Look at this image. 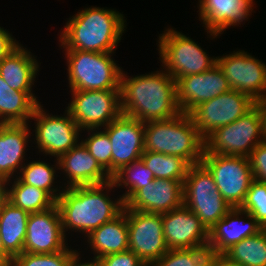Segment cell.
Segmentation results:
<instances>
[{
	"label": "cell",
	"instance_id": "obj_45",
	"mask_svg": "<svg viewBox=\"0 0 266 266\" xmlns=\"http://www.w3.org/2000/svg\"><path fill=\"white\" fill-rule=\"evenodd\" d=\"M0 266H11V264L0 263Z\"/></svg>",
	"mask_w": 266,
	"mask_h": 266
},
{
	"label": "cell",
	"instance_id": "obj_32",
	"mask_svg": "<svg viewBox=\"0 0 266 266\" xmlns=\"http://www.w3.org/2000/svg\"><path fill=\"white\" fill-rule=\"evenodd\" d=\"M154 174L145 165L142 159L124 165L113 176L112 181L116 188L126 189L120 195L124 204L142 187L154 181Z\"/></svg>",
	"mask_w": 266,
	"mask_h": 266
},
{
	"label": "cell",
	"instance_id": "obj_17",
	"mask_svg": "<svg viewBox=\"0 0 266 266\" xmlns=\"http://www.w3.org/2000/svg\"><path fill=\"white\" fill-rule=\"evenodd\" d=\"M68 244L56 204L45 211L30 213L24 240V252L55 253L64 250Z\"/></svg>",
	"mask_w": 266,
	"mask_h": 266
},
{
	"label": "cell",
	"instance_id": "obj_31",
	"mask_svg": "<svg viewBox=\"0 0 266 266\" xmlns=\"http://www.w3.org/2000/svg\"><path fill=\"white\" fill-rule=\"evenodd\" d=\"M141 159L154 174L155 179L184 181L190 167V164L179 156L145 150Z\"/></svg>",
	"mask_w": 266,
	"mask_h": 266
},
{
	"label": "cell",
	"instance_id": "obj_5",
	"mask_svg": "<svg viewBox=\"0 0 266 266\" xmlns=\"http://www.w3.org/2000/svg\"><path fill=\"white\" fill-rule=\"evenodd\" d=\"M63 51L70 91L120 90L123 68L112 58L115 52Z\"/></svg>",
	"mask_w": 266,
	"mask_h": 266
},
{
	"label": "cell",
	"instance_id": "obj_18",
	"mask_svg": "<svg viewBox=\"0 0 266 266\" xmlns=\"http://www.w3.org/2000/svg\"><path fill=\"white\" fill-rule=\"evenodd\" d=\"M161 216L164 239L169 250L208 247L209 230L185 205Z\"/></svg>",
	"mask_w": 266,
	"mask_h": 266
},
{
	"label": "cell",
	"instance_id": "obj_42",
	"mask_svg": "<svg viewBox=\"0 0 266 266\" xmlns=\"http://www.w3.org/2000/svg\"><path fill=\"white\" fill-rule=\"evenodd\" d=\"M255 105L260 111L262 124H263V133L266 140V95L261 99L255 101Z\"/></svg>",
	"mask_w": 266,
	"mask_h": 266
},
{
	"label": "cell",
	"instance_id": "obj_43",
	"mask_svg": "<svg viewBox=\"0 0 266 266\" xmlns=\"http://www.w3.org/2000/svg\"><path fill=\"white\" fill-rule=\"evenodd\" d=\"M8 179L0 176V210L3 204L8 200Z\"/></svg>",
	"mask_w": 266,
	"mask_h": 266
},
{
	"label": "cell",
	"instance_id": "obj_30",
	"mask_svg": "<svg viewBox=\"0 0 266 266\" xmlns=\"http://www.w3.org/2000/svg\"><path fill=\"white\" fill-rule=\"evenodd\" d=\"M223 255L241 266H266V228L237 242Z\"/></svg>",
	"mask_w": 266,
	"mask_h": 266
},
{
	"label": "cell",
	"instance_id": "obj_33",
	"mask_svg": "<svg viewBox=\"0 0 266 266\" xmlns=\"http://www.w3.org/2000/svg\"><path fill=\"white\" fill-rule=\"evenodd\" d=\"M86 138L81 142L98 161L100 166L112 177V145L108 133L103 128L85 129Z\"/></svg>",
	"mask_w": 266,
	"mask_h": 266
},
{
	"label": "cell",
	"instance_id": "obj_39",
	"mask_svg": "<svg viewBox=\"0 0 266 266\" xmlns=\"http://www.w3.org/2000/svg\"><path fill=\"white\" fill-rule=\"evenodd\" d=\"M0 26V62L13 52L21 43L13 37L10 31Z\"/></svg>",
	"mask_w": 266,
	"mask_h": 266
},
{
	"label": "cell",
	"instance_id": "obj_6",
	"mask_svg": "<svg viewBox=\"0 0 266 266\" xmlns=\"http://www.w3.org/2000/svg\"><path fill=\"white\" fill-rule=\"evenodd\" d=\"M157 40L161 69L164 68L175 81L203 73L216 64V57L209 56L198 42L176 28H166Z\"/></svg>",
	"mask_w": 266,
	"mask_h": 266
},
{
	"label": "cell",
	"instance_id": "obj_12",
	"mask_svg": "<svg viewBox=\"0 0 266 266\" xmlns=\"http://www.w3.org/2000/svg\"><path fill=\"white\" fill-rule=\"evenodd\" d=\"M128 246L147 266H152L169 249L164 239L160 213L126 208Z\"/></svg>",
	"mask_w": 266,
	"mask_h": 266
},
{
	"label": "cell",
	"instance_id": "obj_26",
	"mask_svg": "<svg viewBox=\"0 0 266 266\" xmlns=\"http://www.w3.org/2000/svg\"><path fill=\"white\" fill-rule=\"evenodd\" d=\"M35 93L14 91L0 75V124L29 123L41 103Z\"/></svg>",
	"mask_w": 266,
	"mask_h": 266
},
{
	"label": "cell",
	"instance_id": "obj_15",
	"mask_svg": "<svg viewBox=\"0 0 266 266\" xmlns=\"http://www.w3.org/2000/svg\"><path fill=\"white\" fill-rule=\"evenodd\" d=\"M103 129L108 133L112 145V176L124 165L141 159L144 152L145 123L121 114Z\"/></svg>",
	"mask_w": 266,
	"mask_h": 266
},
{
	"label": "cell",
	"instance_id": "obj_10",
	"mask_svg": "<svg viewBox=\"0 0 266 266\" xmlns=\"http://www.w3.org/2000/svg\"><path fill=\"white\" fill-rule=\"evenodd\" d=\"M201 162L213 175L218 191L230 207L240 208L254 180L248 157L203 154Z\"/></svg>",
	"mask_w": 266,
	"mask_h": 266
},
{
	"label": "cell",
	"instance_id": "obj_35",
	"mask_svg": "<svg viewBox=\"0 0 266 266\" xmlns=\"http://www.w3.org/2000/svg\"><path fill=\"white\" fill-rule=\"evenodd\" d=\"M72 246L55 253H27L23 252L13 258L11 266H66L69 258L77 251Z\"/></svg>",
	"mask_w": 266,
	"mask_h": 266
},
{
	"label": "cell",
	"instance_id": "obj_23",
	"mask_svg": "<svg viewBox=\"0 0 266 266\" xmlns=\"http://www.w3.org/2000/svg\"><path fill=\"white\" fill-rule=\"evenodd\" d=\"M30 126L29 123L0 124V176L8 180L16 178L28 161L27 147H33L28 146L33 142L29 140L32 134Z\"/></svg>",
	"mask_w": 266,
	"mask_h": 266
},
{
	"label": "cell",
	"instance_id": "obj_16",
	"mask_svg": "<svg viewBox=\"0 0 266 266\" xmlns=\"http://www.w3.org/2000/svg\"><path fill=\"white\" fill-rule=\"evenodd\" d=\"M231 90L220 67L213 65L203 73L176 80V98L181 112L189 114L202 102L211 100Z\"/></svg>",
	"mask_w": 266,
	"mask_h": 266
},
{
	"label": "cell",
	"instance_id": "obj_37",
	"mask_svg": "<svg viewBox=\"0 0 266 266\" xmlns=\"http://www.w3.org/2000/svg\"><path fill=\"white\" fill-rule=\"evenodd\" d=\"M248 159L254 179L266 183V140L252 150Z\"/></svg>",
	"mask_w": 266,
	"mask_h": 266
},
{
	"label": "cell",
	"instance_id": "obj_24",
	"mask_svg": "<svg viewBox=\"0 0 266 266\" xmlns=\"http://www.w3.org/2000/svg\"><path fill=\"white\" fill-rule=\"evenodd\" d=\"M22 45L0 62V75L14 91L35 92L32 87L41 70V63L30 49Z\"/></svg>",
	"mask_w": 266,
	"mask_h": 266
},
{
	"label": "cell",
	"instance_id": "obj_1",
	"mask_svg": "<svg viewBox=\"0 0 266 266\" xmlns=\"http://www.w3.org/2000/svg\"><path fill=\"white\" fill-rule=\"evenodd\" d=\"M120 110L143 123L176 117L181 111L175 79L164 68L135 76H128L122 69Z\"/></svg>",
	"mask_w": 266,
	"mask_h": 266
},
{
	"label": "cell",
	"instance_id": "obj_2",
	"mask_svg": "<svg viewBox=\"0 0 266 266\" xmlns=\"http://www.w3.org/2000/svg\"><path fill=\"white\" fill-rule=\"evenodd\" d=\"M115 188L112 180L98 185L64 188L56 200V205L65 237L67 238L66 235L70 232L72 234V231L87 237L95 229L118 216L125 204L120 195L116 199V196L112 198L109 195Z\"/></svg>",
	"mask_w": 266,
	"mask_h": 266
},
{
	"label": "cell",
	"instance_id": "obj_7",
	"mask_svg": "<svg viewBox=\"0 0 266 266\" xmlns=\"http://www.w3.org/2000/svg\"><path fill=\"white\" fill-rule=\"evenodd\" d=\"M183 193L184 205L200 218L208 230L232 209L202 162L190 165L183 182Z\"/></svg>",
	"mask_w": 266,
	"mask_h": 266
},
{
	"label": "cell",
	"instance_id": "obj_4",
	"mask_svg": "<svg viewBox=\"0 0 266 266\" xmlns=\"http://www.w3.org/2000/svg\"><path fill=\"white\" fill-rule=\"evenodd\" d=\"M144 150L179 156L193 165L202 161L205 140L191 116L181 112L171 119L145 123Z\"/></svg>",
	"mask_w": 266,
	"mask_h": 266
},
{
	"label": "cell",
	"instance_id": "obj_40",
	"mask_svg": "<svg viewBox=\"0 0 266 266\" xmlns=\"http://www.w3.org/2000/svg\"><path fill=\"white\" fill-rule=\"evenodd\" d=\"M82 256L81 253L76 251L68 260L66 266H100L98 260L95 258H91L90 260H81Z\"/></svg>",
	"mask_w": 266,
	"mask_h": 266
},
{
	"label": "cell",
	"instance_id": "obj_44",
	"mask_svg": "<svg viewBox=\"0 0 266 266\" xmlns=\"http://www.w3.org/2000/svg\"><path fill=\"white\" fill-rule=\"evenodd\" d=\"M13 258L5 251L0 234V263L12 264Z\"/></svg>",
	"mask_w": 266,
	"mask_h": 266
},
{
	"label": "cell",
	"instance_id": "obj_14",
	"mask_svg": "<svg viewBox=\"0 0 266 266\" xmlns=\"http://www.w3.org/2000/svg\"><path fill=\"white\" fill-rule=\"evenodd\" d=\"M217 56L216 63L228 80L231 89L257 101L266 95V63L247 51L234 50Z\"/></svg>",
	"mask_w": 266,
	"mask_h": 266
},
{
	"label": "cell",
	"instance_id": "obj_22",
	"mask_svg": "<svg viewBox=\"0 0 266 266\" xmlns=\"http://www.w3.org/2000/svg\"><path fill=\"white\" fill-rule=\"evenodd\" d=\"M262 229L250 213L241 208H232L209 230L208 248L212 254H224L237 242Z\"/></svg>",
	"mask_w": 266,
	"mask_h": 266
},
{
	"label": "cell",
	"instance_id": "obj_21",
	"mask_svg": "<svg viewBox=\"0 0 266 266\" xmlns=\"http://www.w3.org/2000/svg\"><path fill=\"white\" fill-rule=\"evenodd\" d=\"M57 160L63 181L67 182L64 188L98 185L112 180L81 141Z\"/></svg>",
	"mask_w": 266,
	"mask_h": 266
},
{
	"label": "cell",
	"instance_id": "obj_27",
	"mask_svg": "<svg viewBox=\"0 0 266 266\" xmlns=\"http://www.w3.org/2000/svg\"><path fill=\"white\" fill-rule=\"evenodd\" d=\"M30 213L8 200L0 210V234L5 251L14 258L24 252L27 221Z\"/></svg>",
	"mask_w": 266,
	"mask_h": 266
},
{
	"label": "cell",
	"instance_id": "obj_34",
	"mask_svg": "<svg viewBox=\"0 0 266 266\" xmlns=\"http://www.w3.org/2000/svg\"><path fill=\"white\" fill-rule=\"evenodd\" d=\"M211 256L208 247L170 249L152 266H209Z\"/></svg>",
	"mask_w": 266,
	"mask_h": 266
},
{
	"label": "cell",
	"instance_id": "obj_11",
	"mask_svg": "<svg viewBox=\"0 0 266 266\" xmlns=\"http://www.w3.org/2000/svg\"><path fill=\"white\" fill-rule=\"evenodd\" d=\"M70 93L72 99L65 109L85 133V129L108 126L122 114L120 90H83Z\"/></svg>",
	"mask_w": 266,
	"mask_h": 266
},
{
	"label": "cell",
	"instance_id": "obj_8",
	"mask_svg": "<svg viewBox=\"0 0 266 266\" xmlns=\"http://www.w3.org/2000/svg\"><path fill=\"white\" fill-rule=\"evenodd\" d=\"M204 140V154L248 157L252 150L265 140L259 109L255 105L245 115L214 130Z\"/></svg>",
	"mask_w": 266,
	"mask_h": 266
},
{
	"label": "cell",
	"instance_id": "obj_38",
	"mask_svg": "<svg viewBox=\"0 0 266 266\" xmlns=\"http://www.w3.org/2000/svg\"><path fill=\"white\" fill-rule=\"evenodd\" d=\"M97 260L100 266H147L129 249L123 252L103 256Z\"/></svg>",
	"mask_w": 266,
	"mask_h": 266
},
{
	"label": "cell",
	"instance_id": "obj_28",
	"mask_svg": "<svg viewBox=\"0 0 266 266\" xmlns=\"http://www.w3.org/2000/svg\"><path fill=\"white\" fill-rule=\"evenodd\" d=\"M54 160L53 162L56 163L53 165L44 160L26 161L17 177L27 185L46 191L56 201L63 192L64 186L55 185L58 182L55 179L59 177L57 175L59 164L56 158Z\"/></svg>",
	"mask_w": 266,
	"mask_h": 266
},
{
	"label": "cell",
	"instance_id": "obj_20",
	"mask_svg": "<svg viewBox=\"0 0 266 266\" xmlns=\"http://www.w3.org/2000/svg\"><path fill=\"white\" fill-rule=\"evenodd\" d=\"M183 182L170 179H155L140 188L125 207L150 213H166L184 205Z\"/></svg>",
	"mask_w": 266,
	"mask_h": 266
},
{
	"label": "cell",
	"instance_id": "obj_9",
	"mask_svg": "<svg viewBox=\"0 0 266 266\" xmlns=\"http://www.w3.org/2000/svg\"><path fill=\"white\" fill-rule=\"evenodd\" d=\"M43 107V104L39 103L30 119L34 120L35 124V130L32 132L35 133L32 134L33 143L40 155H50L58 159L80 142V133L83 132L66 109L63 115H53L47 113Z\"/></svg>",
	"mask_w": 266,
	"mask_h": 266
},
{
	"label": "cell",
	"instance_id": "obj_29",
	"mask_svg": "<svg viewBox=\"0 0 266 266\" xmlns=\"http://www.w3.org/2000/svg\"><path fill=\"white\" fill-rule=\"evenodd\" d=\"M7 198L14 206L28 213L45 211L56 204L46 191L25 184L18 177L8 180Z\"/></svg>",
	"mask_w": 266,
	"mask_h": 266
},
{
	"label": "cell",
	"instance_id": "obj_3",
	"mask_svg": "<svg viewBox=\"0 0 266 266\" xmlns=\"http://www.w3.org/2000/svg\"><path fill=\"white\" fill-rule=\"evenodd\" d=\"M125 16L116 9L86 7L71 16L59 36V47L99 53L115 52L126 31Z\"/></svg>",
	"mask_w": 266,
	"mask_h": 266
},
{
	"label": "cell",
	"instance_id": "obj_13",
	"mask_svg": "<svg viewBox=\"0 0 266 266\" xmlns=\"http://www.w3.org/2000/svg\"><path fill=\"white\" fill-rule=\"evenodd\" d=\"M255 106L248 95L231 89L211 100L202 102L189 115L199 134L205 139L214 130L226 126L245 115Z\"/></svg>",
	"mask_w": 266,
	"mask_h": 266
},
{
	"label": "cell",
	"instance_id": "obj_41",
	"mask_svg": "<svg viewBox=\"0 0 266 266\" xmlns=\"http://www.w3.org/2000/svg\"><path fill=\"white\" fill-rule=\"evenodd\" d=\"M209 266H241V265L230 261L223 254H212L209 260Z\"/></svg>",
	"mask_w": 266,
	"mask_h": 266
},
{
	"label": "cell",
	"instance_id": "obj_25",
	"mask_svg": "<svg viewBox=\"0 0 266 266\" xmlns=\"http://www.w3.org/2000/svg\"><path fill=\"white\" fill-rule=\"evenodd\" d=\"M85 239L95 259L128 250L126 207L113 220L95 229Z\"/></svg>",
	"mask_w": 266,
	"mask_h": 266
},
{
	"label": "cell",
	"instance_id": "obj_36",
	"mask_svg": "<svg viewBox=\"0 0 266 266\" xmlns=\"http://www.w3.org/2000/svg\"><path fill=\"white\" fill-rule=\"evenodd\" d=\"M240 208L250 213L263 228H266V183L254 179Z\"/></svg>",
	"mask_w": 266,
	"mask_h": 266
},
{
	"label": "cell",
	"instance_id": "obj_19",
	"mask_svg": "<svg viewBox=\"0 0 266 266\" xmlns=\"http://www.w3.org/2000/svg\"><path fill=\"white\" fill-rule=\"evenodd\" d=\"M255 4L254 0H199L197 12L207 36L213 40L227 28L248 21Z\"/></svg>",
	"mask_w": 266,
	"mask_h": 266
}]
</instances>
